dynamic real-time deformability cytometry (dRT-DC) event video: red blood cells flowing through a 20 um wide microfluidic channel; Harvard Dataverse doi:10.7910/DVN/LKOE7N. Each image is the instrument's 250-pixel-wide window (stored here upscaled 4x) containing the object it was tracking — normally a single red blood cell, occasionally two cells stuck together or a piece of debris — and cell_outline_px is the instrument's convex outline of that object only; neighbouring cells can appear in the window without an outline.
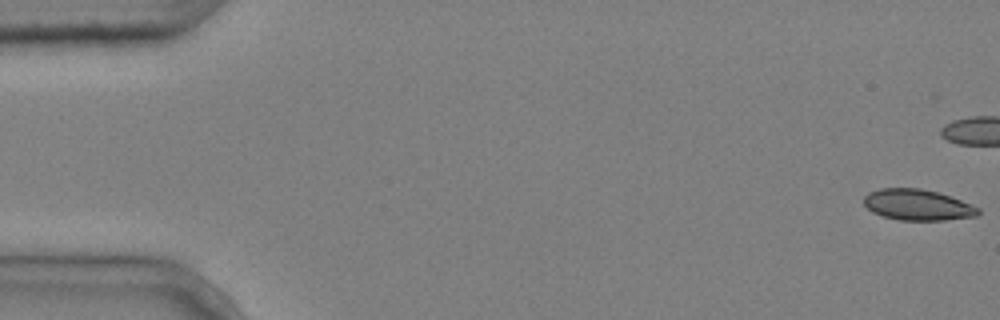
{"species": "common noctule bat (a hibernating species)", "species_latin": "Nyctalus noctula", "temperature_condition": "cold", "stored_images_in_passage": 7, "camera_frame_rate_fps": 3000, "um_per_image_px": 0.085, "animal": {"sex": "male", "body_mass_g": 20.4}, "frame": {"image": 1, "passage_image": 1, "time_ms": 0.0, "image_size_px": [1000, 320], "cell_outline_px": [[980, 212], [976, 216], [944, 220], [900, 220], [884, 216], [872, 212], [864, 204], [864, 196], [868, 192], [880, 188], [920, 188], [936, 192], [960, 200], [980, 208]], "centroid_in_image_um": [77.97, 17.41], "position_along_channel_um": 7.0, "area_um2": 20.46}}